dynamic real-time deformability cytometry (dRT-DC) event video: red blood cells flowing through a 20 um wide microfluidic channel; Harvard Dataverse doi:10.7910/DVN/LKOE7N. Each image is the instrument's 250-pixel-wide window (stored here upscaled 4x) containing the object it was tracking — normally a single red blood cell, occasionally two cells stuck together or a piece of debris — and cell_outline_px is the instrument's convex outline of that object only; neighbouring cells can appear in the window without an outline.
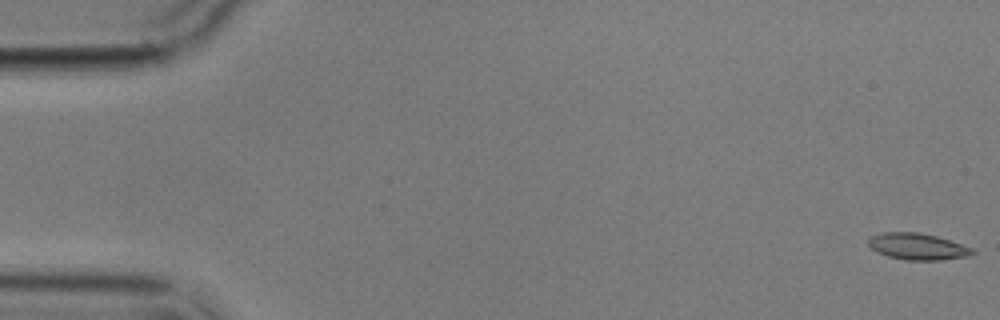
{"species": "common noctule bat (a hibernating species)", "species_latin": "Nyctalus noctula", "temperature_condition": "cold", "stored_images_in_passage": 5, "segment_of_instrument_passage": [1, 2], "camera_frame_rate_fps": 3000, "um_per_image_px": 0.085, "animal": {"sex": "male", "body_mass_g": 17.9}, "frame": {"image": 1, "passage_image": 1, "time_ms": 0.0, "image_size_px": [1000, 320], "cell_outline_px": [[976, 252], [968, 256], [940, 260], [908, 260], [888, 256], [872, 248], [868, 244], [868, 236], [884, 232], [916, 232], [936, 236], [972, 248]], "centroid_in_image_um": [77.97, 20.95], "position_along_channel_um": 7.0, "area_um2": 15.84}}